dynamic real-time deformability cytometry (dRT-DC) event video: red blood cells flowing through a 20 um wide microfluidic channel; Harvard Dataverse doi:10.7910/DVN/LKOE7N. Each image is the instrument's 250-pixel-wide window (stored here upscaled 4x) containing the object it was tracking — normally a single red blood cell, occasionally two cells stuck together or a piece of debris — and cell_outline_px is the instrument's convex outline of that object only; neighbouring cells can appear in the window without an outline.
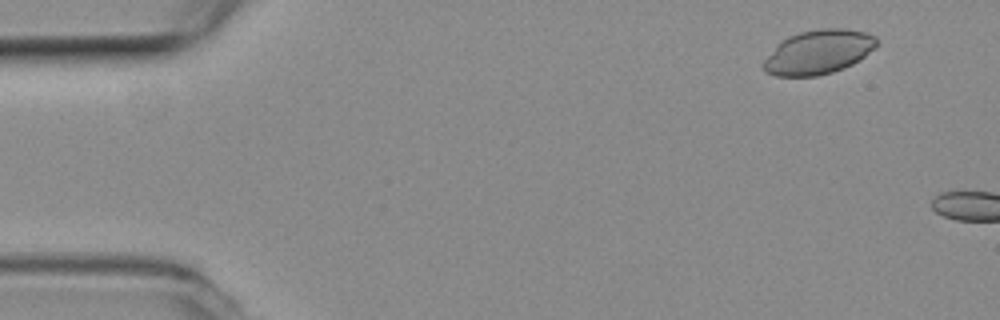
{"species": "common noctule bat (a hibernating species)", "species_latin": "Nyctalus noctula", "temperature_condition": "room temperature", "stored_images_in_passage": 2, "camera_frame_rate_fps": 3000, "um_per_image_px": 0.085, "animal": {"sex": "female", "body_mass_g": 19.3, "forearm_length_mm": 54.1}, "frame": {"image": 1, "passage_image": 1, "time_ms": 0.0, "image_size_px": [1000, 320], "cell_outline_px": [[876, 48], [852, 64], [844, 68], [832, 72], [816, 76], [776, 76], [764, 72], [764, 60], [776, 44], [788, 36], [800, 32], [820, 28], [844, 28], [864, 32], [876, 36]], "centroid_in_image_um": [69.55, 4.42], "position_along_channel_um": 15.4, "area_um2": 29.13}}